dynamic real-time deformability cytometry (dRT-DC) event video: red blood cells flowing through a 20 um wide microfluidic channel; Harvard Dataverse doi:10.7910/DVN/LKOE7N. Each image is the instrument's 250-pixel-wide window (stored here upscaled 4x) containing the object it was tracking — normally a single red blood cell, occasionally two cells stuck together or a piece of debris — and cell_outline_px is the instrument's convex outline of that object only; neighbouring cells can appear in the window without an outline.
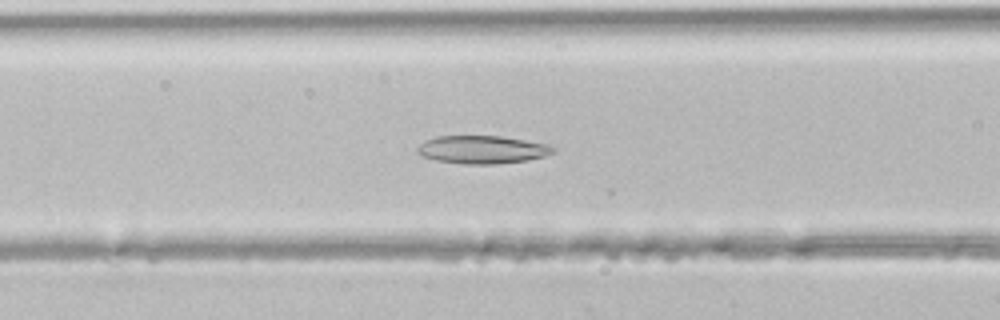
{"species": "common noctule bat (a hibernating species)", "species_latin": "Nyctalus noctula", "temperature_condition": "room temperature", "stored_images_in_passage": 19, "camera_frame_rate_fps": 3000, "um_per_image_px": 0.085, "animal": {"sex": "male", "body_mass_g": 21.5, "forearm_length_mm": 52.0}, "frame": {"image": 1, "passage_image": 16, "time_ms": 5.0, "image_size_px": [1000, 320], "cell_outline_px": [[556, 152], [544, 156], [528, 160], [496, 164], [464, 164], [436, 160], [424, 156], [416, 152], [416, 148], [424, 140], [436, 136], [500, 136], [548, 144], [556, 148]], "centroid_in_image_um": [40.99, 12.71], "position_along_channel_um": 125.6, "area_um2": 22.2}}
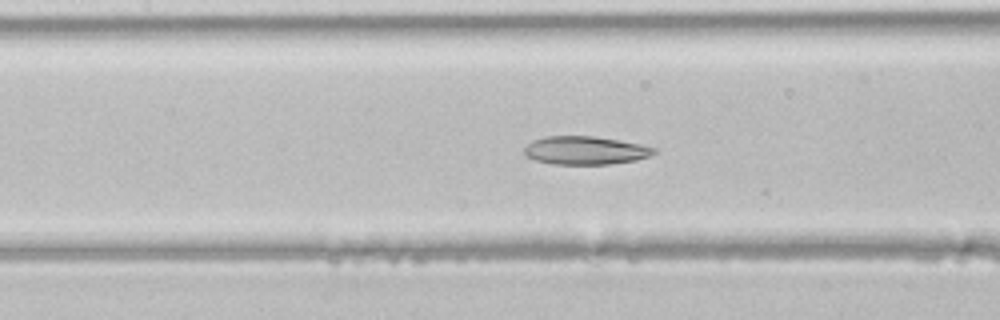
{"frame": {"image": 2, "passage_image": 18, "time_ms": 5.667, "image_size_px": [1000, 320], "cell_outline_px": [[656, 152], [648, 156], [636, 160], [608, 164], [552, 164], [536, 160], [524, 156], [524, 148], [532, 140], [544, 136], [596, 136], [640, 144], [656, 148]], "centroid_in_image_um": [49.71, 12.78], "position_along_channel_um": 157.7, "area_um2": 21.39}}